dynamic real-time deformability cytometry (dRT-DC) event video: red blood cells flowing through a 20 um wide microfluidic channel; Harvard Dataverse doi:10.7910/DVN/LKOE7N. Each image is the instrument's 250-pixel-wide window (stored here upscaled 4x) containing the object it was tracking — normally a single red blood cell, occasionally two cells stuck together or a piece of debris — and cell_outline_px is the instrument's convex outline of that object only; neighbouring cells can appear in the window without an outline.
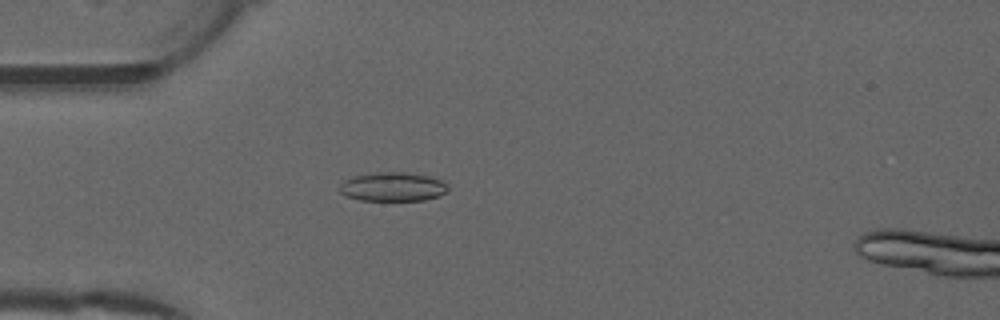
{"species": "common noctule bat (a hibernating species)", "species_latin": "Nyctalus noctula", "temperature_condition": "warm", "stored_images_in_passage": 52, "camera_frame_rate_fps": 3000, "um_per_image_px": 0.085, "animal": {"sex": "male", "forearm_length_mm": 52.5}, "frame": {"image": 1, "passage_image": 14, "time_ms": 4.333, "image_size_px": [1000, 320], "cell_outline_px": [[448, 192], [440, 196], [424, 200], [360, 200], [344, 196], [336, 188], [344, 180], [352, 176], [376, 172], [404, 172], [428, 176], [440, 180], [448, 184]], "centroid_in_image_um": [33.35, 15.88], "position_along_channel_um": 51.6, "area_um2": 18.55}}
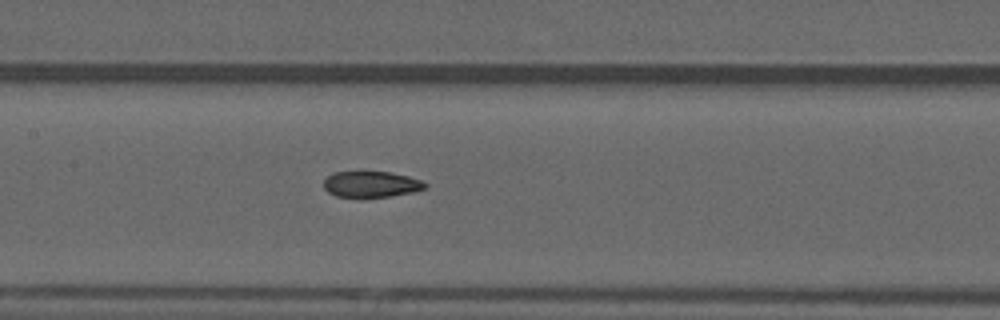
{"frame": {"image": 2, "passage_image": 24, "time_ms": 7.667, "image_size_px": [1000, 320], "cell_outline_px": [[428, 184], [424, 188], [412, 192], [392, 196], [336, 196], [328, 192], [324, 188], [324, 180], [328, 176], [336, 172], [392, 172], [424, 180]], "centroid_in_image_um": [31.59, 15.65], "position_along_channel_um": 175.8, "area_um2": 15.14}}
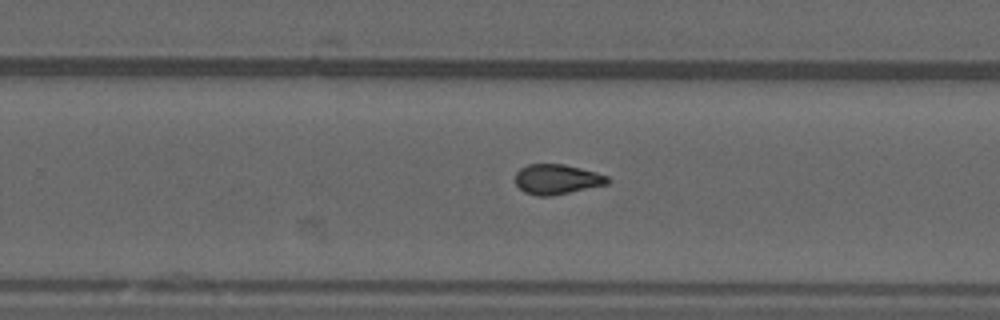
{"frame": {"image": 3, "passage_image": 32, "time_ms": 10.333, "image_size_px": [1000, 320], "cell_outline_px": [[612, 180], [608, 184], [552, 196], [536, 196], [524, 192], [516, 184], [516, 172], [520, 168], [528, 164], [564, 164], [596, 172], [608, 176]], "centroid_in_image_um": [47.35, 15.24], "position_along_channel_um": 282.4, "area_um2": 16.24}, "authors_computed_cell_mechanics": {"area_um2": 16.4152, "velocity_mm_per_s": 4.0067, "shape_relaxation_time_tau1_ms": 11.0559, "shape_relaxation_time_tau2_ms": 2.3101, "deformation_change_tau1": 0.2475, "deformation_change_tau2": 0.0874}}